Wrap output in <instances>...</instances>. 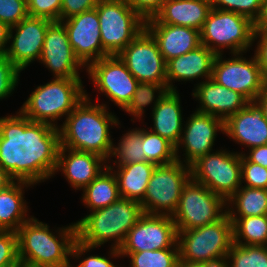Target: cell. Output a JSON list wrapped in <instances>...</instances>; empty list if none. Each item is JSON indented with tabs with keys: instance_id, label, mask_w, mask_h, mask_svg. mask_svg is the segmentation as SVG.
<instances>
[{
	"instance_id": "cell-18",
	"label": "cell",
	"mask_w": 267,
	"mask_h": 267,
	"mask_svg": "<svg viewBox=\"0 0 267 267\" xmlns=\"http://www.w3.org/2000/svg\"><path fill=\"white\" fill-rule=\"evenodd\" d=\"M75 56L85 66L109 56L102 47L100 21L97 9L93 8L61 21Z\"/></svg>"
},
{
	"instance_id": "cell-14",
	"label": "cell",
	"mask_w": 267,
	"mask_h": 267,
	"mask_svg": "<svg viewBox=\"0 0 267 267\" xmlns=\"http://www.w3.org/2000/svg\"><path fill=\"white\" fill-rule=\"evenodd\" d=\"M118 56L138 82L167 85L166 62L157 41L146 28Z\"/></svg>"
},
{
	"instance_id": "cell-48",
	"label": "cell",
	"mask_w": 267,
	"mask_h": 267,
	"mask_svg": "<svg viewBox=\"0 0 267 267\" xmlns=\"http://www.w3.org/2000/svg\"><path fill=\"white\" fill-rule=\"evenodd\" d=\"M10 28L0 21V55H5L7 51Z\"/></svg>"
},
{
	"instance_id": "cell-13",
	"label": "cell",
	"mask_w": 267,
	"mask_h": 267,
	"mask_svg": "<svg viewBox=\"0 0 267 267\" xmlns=\"http://www.w3.org/2000/svg\"><path fill=\"white\" fill-rule=\"evenodd\" d=\"M86 70L96 90L106 95L120 109L133 98L139 84L118 55L94 61Z\"/></svg>"
},
{
	"instance_id": "cell-24",
	"label": "cell",
	"mask_w": 267,
	"mask_h": 267,
	"mask_svg": "<svg viewBox=\"0 0 267 267\" xmlns=\"http://www.w3.org/2000/svg\"><path fill=\"white\" fill-rule=\"evenodd\" d=\"M145 28L157 41L165 62L201 45L200 31L195 28L164 23H145Z\"/></svg>"
},
{
	"instance_id": "cell-9",
	"label": "cell",
	"mask_w": 267,
	"mask_h": 267,
	"mask_svg": "<svg viewBox=\"0 0 267 267\" xmlns=\"http://www.w3.org/2000/svg\"><path fill=\"white\" fill-rule=\"evenodd\" d=\"M190 179V166L181 161L156 166L145 196L140 201L144 213L172 216L178 207L183 187Z\"/></svg>"
},
{
	"instance_id": "cell-1",
	"label": "cell",
	"mask_w": 267,
	"mask_h": 267,
	"mask_svg": "<svg viewBox=\"0 0 267 267\" xmlns=\"http://www.w3.org/2000/svg\"><path fill=\"white\" fill-rule=\"evenodd\" d=\"M59 148V128L20 111L0 117V166L15 181L37 185L54 177Z\"/></svg>"
},
{
	"instance_id": "cell-26",
	"label": "cell",
	"mask_w": 267,
	"mask_h": 267,
	"mask_svg": "<svg viewBox=\"0 0 267 267\" xmlns=\"http://www.w3.org/2000/svg\"><path fill=\"white\" fill-rule=\"evenodd\" d=\"M182 115L178 90H168L152 110L153 127L148 129L176 146L184 127Z\"/></svg>"
},
{
	"instance_id": "cell-42",
	"label": "cell",
	"mask_w": 267,
	"mask_h": 267,
	"mask_svg": "<svg viewBox=\"0 0 267 267\" xmlns=\"http://www.w3.org/2000/svg\"><path fill=\"white\" fill-rule=\"evenodd\" d=\"M19 260L17 232L0 231V267H5Z\"/></svg>"
},
{
	"instance_id": "cell-20",
	"label": "cell",
	"mask_w": 267,
	"mask_h": 267,
	"mask_svg": "<svg viewBox=\"0 0 267 267\" xmlns=\"http://www.w3.org/2000/svg\"><path fill=\"white\" fill-rule=\"evenodd\" d=\"M223 134L248 149L267 144V119L263 108L257 101H249L224 121Z\"/></svg>"
},
{
	"instance_id": "cell-28",
	"label": "cell",
	"mask_w": 267,
	"mask_h": 267,
	"mask_svg": "<svg viewBox=\"0 0 267 267\" xmlns=\"http://www.w3.org/2000/svg\"><path fill=\"white\" fill-rule=\"evenodd\" d=\"M156 165L142 161L111 169L118 182L119 194L122 198L141 201L146 193L147 185Z\"/></svg>"
},
{
	"instance_id": "cell-11",
	"label": "cell",
	"mask_w": 267,
	"mask_h": 267,
	"mask_svg": "<svg viewBox=\"0 0 267 267\" xmlns=\"http://www.w3.org/2000/svg\"><path fill=\"white\" fill-rule=\"evenodd\" d=\"M226 213V200L222 196L190 179L183 187L172 218L177 231H182L214 223Z\"/></svg>"
},
{
	"instance_id": "cell-53",
	"label": "cell",
	"mask_w": 267,
	"mask_h": 267,
	"mask_svg": "<svg viewBox=\"0 0 267 267\" xmlns=\"http://www.w3.org/2000/svg\"><path fill=\"white\" fill-rule=\"evenodd\" d=\"M19 267H41V266L28 264V263H25V262H22V261L19 260Z\"/></svg>"
},
{
	"instance_id": "cell-33",
	"label": "cell",
	"mask_w": 267,
	"mask_h": 267,
	"mask_svg": "<svg viewBox=\"0 0 267 267\" xmlns=\"http://www.w3.org/2000/svg\"><path fill=\"white\" fill-rule=\"evenodd\" d=\"M167 91V85L157 84L154 82H139L133 98L122 110L129 113L140 122L143 114L145 113V107L153 103L151 106L153 107V110Z\"/></svg>"
},
{
	"instance_id": "cell-35",
	"label": "cell",
	"mask_w": 267,
	"mask_h": 267,
	"mask_svg": "<svg viewBox=\"0 0 267 267\" xmlns=\"http://www.w3.org/2000/svg\"><path fill=\"white\" fill-rule=\"evenodd\" d=\"M130 258V267H176L179 248H166L143 252H120V257Z\"/></svg>"
},
{
	"instance_id": "cell-27",
	"label": "cell",
	"mask_w": 267,
	"mask_h": 267,
	"mask_svg": "<svg viewBox=\"0 0 267 267\" xmlns=\"http://www.w3.org/2000/svg\"><path fill=\"white\" fill-rule=\"evenodd\" d=\"M32 186L34 185L31 183L15 181L0 191V231H17L30 218L24 189Z\"/></svg>"
},
{
	"instance_id": "cell-36",
	"label": "cell",
	"mask_w": 267,
	"mask_h": 267,
	"mask_svg": "<svg viewBox=\"0 0 267 267\" xmlns=\"http://www.w3.org/2000/svg\"><path fill=\"white\" fill-rule=\"evenodd\" d=\"M223 267H267V246L233 243Z\"/></svg>"
},
{
	"instance_id": "cell-47",
	"label": "cell",
	"mask_w": 267,
	"mask_h": 267,
	"mask_svg": "<svg viewBox=\"0 0 267 267\" xmlns=\"http://www.w3.org/2000/svg\"><path fill=\"white\" fill-rule=\"evenodd\" d=\"M249 151L247 154L243 152L239 153L243 154L250 162L267 168V144L251 148Z\"/></svg>"
},
{
	"instance_id": "cell-19",
	"label": "cell",
	"mask_w": 267,
	"mask_h": 267,
	"mask_svg": "<svg viewBox=\"0 0 267 267\" xmlns=\"http://www.w3.org/2000/svg\"><path fill=\"white\" fill-rule=\"evenodd\" d=\"M39 62L52 72L54 78H81L78 71L85 66L75 56L61 21H52L48 25Z\"/></svg>"
},
{
	"instance_id": "cell-5",
	"label": "cell",
	"mask_w": 267,
	"mask_h": 267,
	"mask_svg": "<svg viewBox=\"0 0 267 267\" xmlns=\"http://www.w3.org/2000/svg\"><path fill=\"white\" fill-rule=\"evenodd\" d=\"M82 83L81 78H53L35 87L19 111L31 121L59 128L57 120L67 117L86 96Z\"/></svg>"
},
{
	"instance_id": "cell-44",
	"label": "cell",
	"mask_w": 267,
	"mask_h": 267,
	"mask_svg": "<svg viewBox=\"0 0 267 267\" xmlns=\"http://www.w3.org/2000/svg\"><path fill=\"white\" fill-rule=\"evenodd\" d=\"M144 20L154 17L162 8L165 0H124Z\"/></svg>"
},
{
	"instance_id": "cell-15",
	"label": "cell",
	"mask_w": 267,
	"mask_h": 267,
	"mask_svg": "<svg viewBox=\"0 0 267 267\" xmlns=\"http://www.w3.org/2000/svg\"><path fill=\"white\" fill-rule=\"evenodd\" d=\"M178 231L172 216L145 214L128 231L120 252L178 248Z\"/></svg>"
},
{
	"instance_id": "cell-51",
	"label": "cell",
	"mask_w": 267,
	"mask_h": 267,
	"mask_svg": "<svg viewBox=\"0 0 267 267\" xmlns=\"http://www.w3.org/2000/svg\"><path fill=\"white\" fill-rule=\"evenodd\" d=\"M176 267H223V265L209 263H189L179 260Z\"/></svg>"
},
{
	"instance_id": "cell-34",
	"label": "cell",
	"mask_w": 267,
	"mask_h": 267,
	"mask_svg": "<svg viewBox=\"0 0 267 267\" xmlns=\"http://www.w3.org/2000/svg\"><path fill=\"white\" fill-rule=\"evenodd\" d=\"M142 142L146 161L158 165L175 162V146L157 133L142 128Z\"/></svg>"
},
{
	"instance_id": "cell-23",
	"label": "cell",
	"mask_w": 267,
	"mask_h": 267,
	"mask_svg": "<svg viewBox=\"0 0 267 267\" xmlns=\"http://www.w3.org/2000/svg\"><path fill=\"white\" fill-rule=\"evenodd\" d=\"M216 54L204 45L193 51L175 57L166 62L168 90H177L174 81H193L202 78L210 79ZM173 81V82H172Z\"/></svg>"
},
{
	"instance_id": "cell-37",
	"label": "cell",
	"mask_w": 267,
	"mask_h": 267,
	"mask_svg": "<svg viewBox=\"0 0 267 267\" xmlns=\"http://www.w3.org/2000/svg\"><path fill=\"white\" fill-rule=\"evenodd\" d=\"M262 2L263 0H211V6L244 15L255 23L262 11Z\"/></svg>"
},
{
	"instance_id": "cell-16",
	"label": "cell",
	"mask_w": 267,
	"mask_h": 267,
	"mask_svg": "<svg viewBox=\"0 0 267 267\" xmlns=\"http://www.w3.org/2000/svg\"><path fill=\"white\" fill-rule=\"evenodd\" d=\"M184 126L180 141L175 146V154L177 161L189 166L199 157L212 152L217 132L224 133V121L221 118L198 111L188 117ZM180 147L185 152L182 160Z\"/></svg>"
},
{
	"instance_id": "cell-45",
	"label": "cell",
	"mask_w": 267,
	"mask_h": 267,
	"mask_svg": "<svg viewBox=\"0 0 267 267\" xmlns=\"http://www.w3.org/2000/svg\"><path fill=\"white\" fill-rule=\"evenodd\" d=\"M258 39L256 50L254 51L265 82L267 83V31L255 30L254 41Z\"/></svg>"
},
{
	"instance_id": "cell-43",
	"label": "cell",
	"mask_w": 267,
	"mask_h": 267,
	"mask_svg": "<svg viewBox=\"0 0 267 267\" xmlns=\"http://www.w3.org/2000/svg\"><path fill=\"white\" fill-rule=\"evenodd\" d=\"M100 0H62L60 21L95 8Z\"/></svg>"
},
{
	"instance_id": "cell-39",
	"label": "cell",
	"mask_w": 267,
	"mask_h": 267,
	"mask_svg": "<svg viewBox=\"0 0 267 267\" xmlns=\"http://www.w3.org/2000/svg\"><path fill=\"white\" fill-rule=\"evenodd\" d=\"M21 71L7 58L0 55V100L11 96L18 85Z\"/></svg>"
},
{
	"instance_id": "cell-25",
	"label": "cell",
	"mask_w": 267,
	"mask_h": 267,
	"mask_svg": "<svg viewBox=\"0 0 267 267\" xmlns=\"http://www.w3.org/2000/svg\"><path fill=\"white\" fill-rule=\"evenodd\" d=\"M211 0H165L160 11L145 23H164L202 30Z\"/></svg>"
},
{
	"instance_id": "cell-30",
	"label": "cell",
	"mask_w": 267,
	"mask_h": 267,
	"mask_svg": "<svg viewBox=\"0 0 267 267\" xmlns=\"http://www.w3.org/2000/svg\"><path fill=\"white\" fill-rule=\"evenodd\" d=\"M229 217L267 215V189L242 186L226 201Z\"/></svg>"
},
{
	"instance_id": "cell-3",
	"label": "cell",
	"mask_w": 267,
	"mask_h": 267,
	"mask_svg": "<svg viewBox=\"0 0 267 267\" xmlns=\"http://www.w3.org/2000/svg\"><path fill=\"white\" fill-rule=\"evenodd\" d=\"M91 100L86 92L83 100L64 118L59 126L60 146L94 153L108 162L114 144L110 129L121 123L114 113L107 111V104H93Z\"/></svg>"
},
{
	"instance_id": "cell-7",
	"label": "cell",
	"mask_w": 267,
	"mask_h": 267,
	"mask_svg": "<svg viewBox=\"0 0 267 267\" xmlns=\"http://www.w3.org/2000/svg\"><path fill=\"white\" fill-rule=\"evenodd\" d=\"M255 23L248 17L220 9L211 8L200 31L201 45L216 55L223 49L230 53H246L253 46Z\"/></svg>"
},
{
	"instance_id": "cell-41",
	"label": "cell",
	"mask_w": 267,
	"mask_h": 267,
	"mask_svg": "<svg viewBox=\"0 0 267 267\" xmlns=\"http://www.w3.org/2000/svg\"><path fill=\"white\" fill-rule=\"evenodd\" d=\"M28 15L60 21L62 0H26Z\"/></svg>"
},
{
	"instance_id": "cell-4",
	"label": "cell",
	"mask_w": 267,
	"mask_h": 267,
	"mask_svg": "<svg viewBox=\"0 0 267 267\" xmlns=\"http://www.w3.org/2000/svg\"><path fill=\"white\" fill-rule=\"evenodd\" d=\"M16 231L19 260L41 267H66L71 264L72 245L77 240L76 224L56 230L30 216Z\"/></svg>"
},
{
	"instance_id": "cell-10",
	"label": "cell",
	"mask_w": 267,
	"mask_h": 267,
	"mask_svg": "<svg viewBox=\"0 0 267 267\" xmlns=\"http://www.w3.org/2000/svg\"><path fill=\"white\" fill-rule=\"evenodd\" d=\"M191 179L226 201L242 186L241 154L226 149L209 152L190 165Z\"/></svg>"
},
{
	"instance_id": "cell-17",
	"label": "cell",
	"mask_w": 267,
	"mask_h": 267,
	"mask_svg": "<svg viewBox=\"0 0 267 267\" xmlns=\"http://www.w3.org/2000/svg\"><path fill=\"white\" fill-rule=\"evenodd\" d=\"M51 22L45 18L28 16L10 28L5 55L20 71L40 59L45 34Z\"/></svg>"
},
{
	"instance_id": "cell-8",
	"label": "cell",
	"mask_w": 267,
	"mask_h": 267,
	"mask_svg": "<svg viewBox=\"0 0 267 267\" xmlns=\"http://www.w3.org/2000/svg\"><path fill=\"white\" fill-rule=\"evenodd\" d=\"M103 50L118 55L145 28V20L124 0H100L95 7Z\"/></svg>"
},
{
	"instance_id": "cell-49",
	"label": "cell",
	"mask_w": 267,
	"mask_h": 267,
	"mask_svg": "<svg viewBox=\"0 0 267 267\" xmlns=\"http://www.w3.org/2000/svg\"><path fill=\"white\" fill-rule=\"evenodd\" d=\"M255 30L267 31V0H263L262 2V11L255 22Z\"/></svg>"
},
{
	"instance_id": "cell-54",
	"label": "cell",
	"mask_w": 267,
	"mask_h": 267,
	"mask_svg": "<svg viewBox=\"0 0 267 267\" xmlns=\"http://www.w3.org/2000/svg\"><path fill=\"white\" fill-rule=\"evenodd\" d=\"M5 267H19V260L13 264H10L8 266H5Z\"/></svg>"
},
{
	"instance_id": "cell-38",
	"label": "cell",
	"mask_w": 267,
	"mask_h": 267,
	"mask_svg": "<svg viewBox=\"0 0 267 267\" xmlns=\"http://www.w3.org/2000/svg\"><path fill=\"white\" fill-rule=\"evenodd\" d=\"M241 183L245 187L267 189V168L250 162L241 154Z\"/></svg>"
},
{
	"instance_id": "cell-6",
	"label": "cell",
	"mask_w": 267,
	"mask_h": 267,
	"mask_svg": "<svg viewBox=\"0 0 267 267\" xmlns=\"http://www.w3.org/2000/svg\"><path fill=\"white\" fill-rule=\"evenodd\" d=\"M179 260L224 265L233 244V224L226 213L202 227L178 231Z\"/></svg>"
},
{
	"instance_id": "cell-40",
	"label": "cell",
	"mask_w": 267,
	"mask_h": 267,
	"mask_svg": "<svg viewBox=\"0 0 267 267\" xmlns=\"http://www.w3.org/2000/svg\"><path fill=\"white\" fill-rule=\"evenodd\" d=\"M28 16L26 0H0V21L9 28Z\"/></svg>"
},
{
	"instance_id": "cell-21",
	"label": "cell",
	"mask_w": 267,
	"mask_h": 267,
	"mask_svg": "<svg viewBox=\"0 0 267 267\" xmlns=\"http://www.w3.org/2000/svg\"><path fill=\"white\" fill-rule=\"evenodd\" d=\"M107 163L97 154L60 146L55 174L62 172L74 190H83L107 168Z\"/></svg>"
},
{
	"instance_id": "cell-29",
	"label": "cell",
	"mask_w": 267,
	"mask_h": 267,
	"mask_svg": "<svg viewBox=\"0 0 267 267\" xmlns=\"http://www.w3.org/2000/svg\"><path fill=\"white\" fill-rule=\"evenodd\" d=\"M119 198L117 178L107 167L83 189L82 203L92 212L109 206Z\"/></svg>"
},
{
	"instance_id": "cell-12",
	"label": "cell",
	"mask_w": 267,
	"mask_h": 267,
	"mask_svg": "<svg viewBox=\"0 0 267 267\" xmlns=\"http://www.w3.org/2000/svg\"><path fill=\"white\" fill-rule=\"evenodd\" d=\"M242 55L243 53H233L232 58L224 59L223 54H217L213 62L211 79L227 89L240 93L248 101H256L266 82L255 54L250 59Z\"/></svg>"
},
{
	"instance_id": "cell-50",
	"label": "cell",
	"mask_w": 267,
	"mask_h": 267,
	"mask_svg": "<svg viewBox=\"0 0 267 267\" xmlns=\"http://www.w3.org/2000/svg\"><path fill=\"white\" fill-rule=\"evenodd\" d=\"M15 180L0 166V191L8 188Z\"/></svg>"
},
{
	"instance_id": "cell-31",
	"label": "cell",
	"mask_w": 267,
	"mask_h": 267,
	"mask_svg": "<svg viewBox=\"0 0 267 267\" xmlns=\"http://www.w3.org/2000/svg\"><path fill=\"white\" fill-rule=\"evenodd\" d=\"M229 218L233 224V243L267 246V215Z\"/></svg>"
},
{
	"instance_id": "cell-2",
	"label": "cell",
	"mask_w": 267,
	"mask_h": 267,
	"mask_svg": "<svg viewBox=\"0 0 267 267\" xmlns=\"http://www.w3.org/2000/svg\"><path fill=\"white\" fill-rule=\"evenodd\" d=\"M143 215L139 201L122 197L107 207L92 211L74 222L77 240L72 245L70 257L78 260L90 250L113 241L109 256L119 258V249L126 240L128 231Z\"/></svg>"
},
{
	"instance_id": "cell-52",
	"label": "cell",
	"mask_w": 267,
	"mask_h": 267,
	"mask_svg": "<svg viewBox=\"0 0 267 267\" xmlns=\"http://www.w3.org/2000/svg\"><path fill=\"white\" fill-rule=\"evenodd\" d=\"M256 101L263 108L264 116L267 119V83L264 86L263 91L260 93L259 97L256 99Z\"/></svg>"
},
{
	"instance_id": "cell-32",
	"label": "cell",
	"mask_w": 267,
	"mask_h": 267,
	"mask_svg": "<svg viewBox=\"0 0 267 267\" xmlns=\"http://www.w3.org/2000/svg\"><path fill=\"white\" fill-rule=\"evenodd\" d=\"M126 132L122 134L123 136L117 146L113 144L110 159L116 157L117 160L113 161L115 163L113 166L107 164L110 169H114L115 165L122 166L146 161L142 142V128L136 127Z\"/></svg>"
},
{
	"instance_id": "cell-46",
	"label": "cell",
	"mask_w": 267,
	"mask_h": 267,
	"mask_svg": "<svg viewBox=\"0 0 267 267\" xmlns=\"http://www.w3.org/2000/svg\"><path fill=\"white\" fill-rule=\"evenodd\" d=\"M74 267H118L116 266L109 258L105 256L102 257L99 255H87V257L83 258L78 265ZM122 267V266H120Z\"/></svg>"
},
{
	"instance_id": "cell-22",
	"label": "cell",
	"mask_w": 267,
	"mask_h": 267,
	"mask_svg": "<svg viewBox=\"0 0 267 267\" xmlns=\"http://www.w3.org/2000/svg\"><path fill=\"white\" fill-rule=\"evenodd\" d=\"M192 96L200 103L196 111L219 117L223 121L242 110L249 102L240 93L219 85L211 78L197 83Z\"/></svg>"
}]
</instances>
